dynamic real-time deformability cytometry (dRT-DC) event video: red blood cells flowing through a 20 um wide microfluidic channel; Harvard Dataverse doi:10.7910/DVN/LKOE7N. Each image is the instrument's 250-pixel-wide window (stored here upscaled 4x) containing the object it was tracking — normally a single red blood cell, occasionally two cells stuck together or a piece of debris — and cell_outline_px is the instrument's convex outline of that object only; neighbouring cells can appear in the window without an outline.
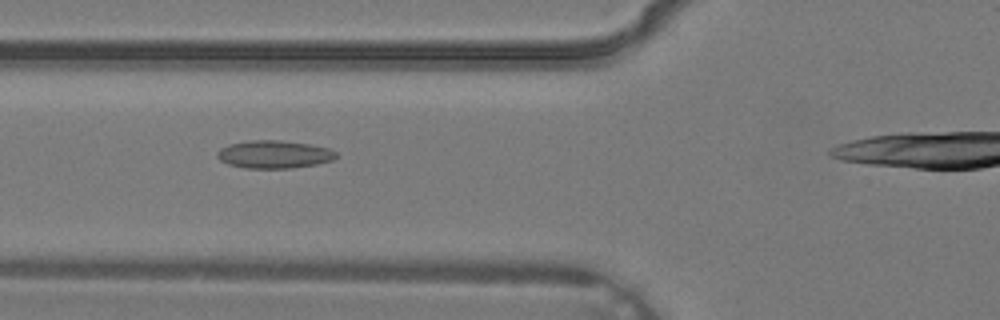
{"species": "common noctule bat (a hibernating species)", "species_latin": "Nyctalus noctula", "temperature_condition": "warm", "stored_images_in_passage": 4, "camera_frame_rate_fps": 3000, "um_per_image_px": 0.085, "animal": {"sex": "male", "body_mass_g": 19.2, "forearm_length_mm": 51.8}, "frame": {"image": 1, "passage_image": 2, "time_ms": 0.333, "image_size_px": [1000, 320], "cell_outline_px": [[340, 156], [332, 160], [316, 164], [292, 168], [244, 168], [228, 164], [220, 160], [216, 156], [216, 152], [220, 148], [228, 144], [248, 140], [280, 140], [308, 144], [328, 148], [336, 152]], "centroid_in_image_um": [23.28, 13.12], "position_along_channel_um": 102.5, "area_um2": 19.42}}
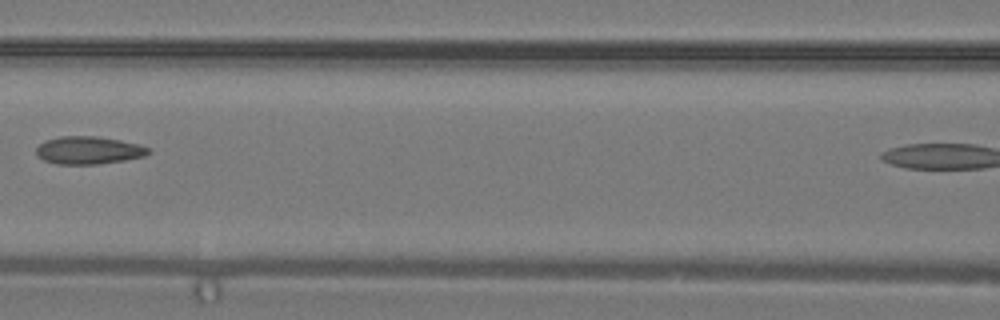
{"frame": {"image": 2, "passage_image": 3, "time_ms": 0.667, "image_size_px": [1000, 320], "cell_outline_px": [[152, 152], [144, 156], [124, 160], [96, 164], [56, 164], [44, 160], [36, 156], [36, 148], [44, 140], [60, 136], [96, 136], [120, 140], [140, 144], [148, 148]], "centroid_in_image_um": [7.51, 12.77], "position_along_channel_um": 159.1, "area_um2": 18.21}}